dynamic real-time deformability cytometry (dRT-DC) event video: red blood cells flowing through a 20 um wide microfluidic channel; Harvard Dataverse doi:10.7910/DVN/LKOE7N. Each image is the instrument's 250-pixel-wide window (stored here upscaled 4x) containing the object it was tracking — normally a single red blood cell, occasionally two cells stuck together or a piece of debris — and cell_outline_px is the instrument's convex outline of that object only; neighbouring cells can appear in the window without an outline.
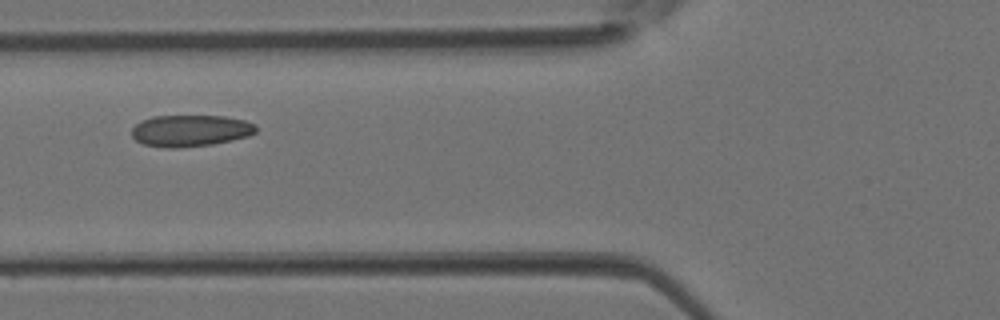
{"species": "Egyptian fruit bat (a non-hibernating species)", "species_latin": "Rousettus aegyptiacus", "temperature_condition": "room temperature", "stored_images_in_passage": 5, "camera_frame_rate_fps": 3000, "um_per_image_px": 0.085, "animal": {"sex": "female"}, "frame": {"image": 1, "passage_image": 5, "time_ms": 1.333, "image_size_px": [1000, 320], "cell_outline_px": [[256, 132], [248, 136], [232, 140], [212, 144], [180, 148], [164, 148], [144, 144], [136, 140], [132, 136], [132, 128], [140, 120], [152, 116], [224, 116], [244, 120], [256, 124]], "centroid_in_image_um": [16.17, 11.11], "position_along_channel_um": 109.6, "area_um2": 23.0}}